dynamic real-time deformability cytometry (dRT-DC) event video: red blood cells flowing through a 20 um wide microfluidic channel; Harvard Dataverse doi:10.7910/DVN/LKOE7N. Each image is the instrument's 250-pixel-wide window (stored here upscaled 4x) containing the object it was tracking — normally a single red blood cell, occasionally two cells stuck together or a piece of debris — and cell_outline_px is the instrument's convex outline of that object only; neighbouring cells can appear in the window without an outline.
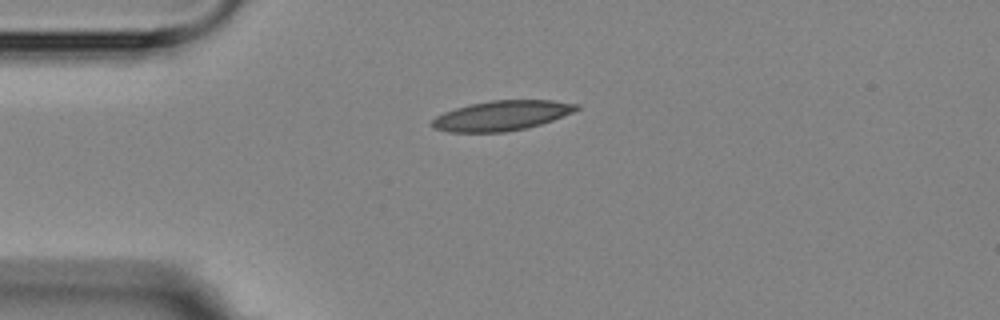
{"species": "Egyptian fruit bat (a non-hibernating species)", "species_latin": "Rousettus aegyptiacus", "temperature_condition": "room temperature", "stored_images_in_passage": 3, "camera_frame_rate_fps": 3000, "um_per_image_px": 0.085, "animal": {"sex": "female"}, "frame": {"image": 1, "passage_image": 1, "time_ms": 0.0, "image_size_px": [1000, 320], "cell_outline_px": [[580, 108], [572, 112], [552, 120], [540, 124], [524, 128], [504, 132], [448, 132], [432, 128], [428, 124], [436, 116], [444, 112], [468, 104], [492, 100], [552, 100], [580, 104]], "centroid_in_image_um": [42.6, 9.82], "position_along_channel_um": 42.4, "area_um2": 25.2}}
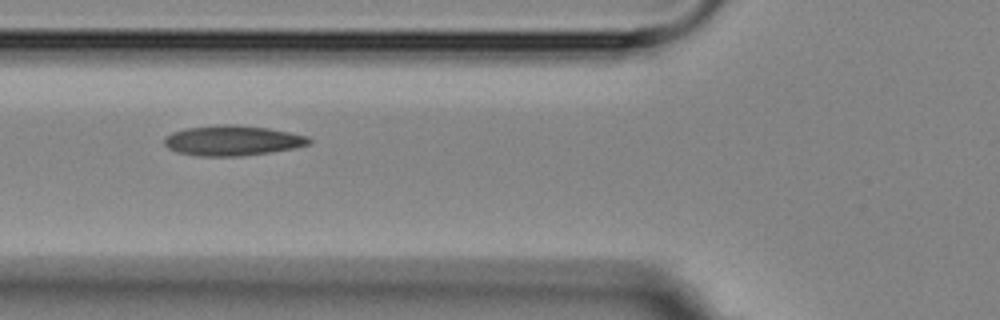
{"frame": {"image": 2, "passage_image": 3, "time_ms": 2.333, "image_size_px": [1000, 320], "cell_outline_px": [[312, 144], [296, 148], [240, 156], [200, 156], [176, 152], [168, 148], [164, 144], [164, 136], [172, 132], [184, 128], [224, 124], [236, 124], [268, 128], [308, 136], [312, 140]], "centroid_in_image_um": [19.75, 11.94], "position_along_channel_um": 106.0, "area_um2": 25.61}}